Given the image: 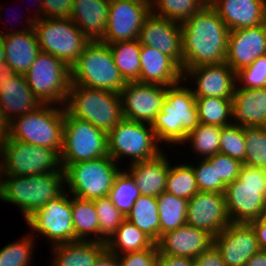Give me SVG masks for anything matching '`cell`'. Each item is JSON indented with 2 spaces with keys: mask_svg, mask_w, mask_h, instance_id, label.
<instances>
[{
  "mask_svg": "<svg viewBox=\"0 0 266 266\" xmlns=\"http://www.w3.org/2000/svg\"><path fill=\"white\" fill-rule=\"evenodd\" d=\"M184 73L196 66L226 61L230 30L208 3L181 23Z\"/></svg>",
  "mask_w": 266,
  "mask_h": 266,
  "instance_id": "obj_1",
  "label": "cell"
},
{
  "mask_svg": "<svg viewBox=\"0 0 266 266\" xmlns=\"http://www.w3.org/2000/svg\"><path fill=\"white\" fill-rule=\"evenodd\" d=\"M183 83V85H181ZM186 81L167 86L161 112L151 123L160 145H182L187 135L199 124L196 97Z\"/></svg>",
  "mask_w": 266,
  "mask_h": 266,
  "instance_id": "obj_2",
  "label": "cell"
},
{
  "mask_svg": "<svg viewBox=\"0 0 266 266\" xmlns=\"http://www.w3.org/2000/svg\"><path fill=\"white\" fill-rule=\"evenodd\" d=\"M64 170L29 176H1L0 200L17 206L26 219L66 191Z\"/></svg>",
  "mask_w": 266,
  "mask_h": 266,
  "instance_id": "obj_3",
  "label": "cell"
},
{
  "mask_svg": "<svg viewBox=\"0 0 266 266\" xmlns=\"http://www.w3.org/2000/svg\"><path fill=\"white\" fill-rule=\"evenodd\" d=\"M227 212L233 223H249L266 213V169L243 164L236 180L226 186Z\"/></svg>",
  "mask_w": 266,
  "mask_h": 266,
  "instance_id": "obj_4",
  "label": "cell"
},
{
  "mask_svg": "<svg viewBox=\"0 0 266 266\" xmlns=\"http://www.w3.org/2000/svg\"><path fill=\"white\" fill-rule=\"evenodd\" d=\"M65 107L43 104L9 122L8 139L58 150L63 147Z\"/></svg>",
  "mask_w": 266,
  "mask_h": 266,
  "instance_id": "obj_5",
  "label": "cell"
},
{
  "mask_svg": "<svg viewBox=\"0 0 266 266\" xmlns=\"http://www.w3.org/2000/svg\"><path fill=\"white\" fill-rule=\"evenodd\" d=\"M73 117L90 122L108 134L124 117L120 94L71 85L64 105Z\"/></svg>",
  "mask_w": 266,
  "mask_h": 266,
  "instance_id": "obj_6",
  "label": "cell"
},
{
  "mask_svg": "<svg viewBox=\"0 0 266 266\" xmlns=\"http://www.w3.org/2000/svg\"><path fill=\"white\" fill-rule=\"evenodd\" d=\"M127 82L115 65L109 44L91 41L71 67V85L119 94Z\"/></svg>",
  "mask_w": 266,
  "mask_h": 266,
  "instance_id": "obj_7",
  "label": "cell"
},
{
  "mask_svg": "<svg viewBox=\"0 0 266 266\" xmlns=\"http://www.w3.org/2000/svg\"><path fill=\"white\" fill-rule=\"evenodd\" d=\"M109 155L67 164L63 170L66 191L79 198L94 200L109 196L114 180L122 170Z\"/></svg>",
  "mask_w": 266,
  "mask_h": 266,
  "instance_id": "obj_8",
  "label": "cell"
},
{
  "mask_svg": "<svg viewBox=\"0 0 266 266\" xmlns=\"http://www.w3.org/2000/svg\"><path fill=\"white\" fill-rule=\"evenodd\" d=\"M1 176H29L63 171L58 150L6 139L0 148Z\"/></svg>",
  "mask_w": 266,
  "mask_h": 266,
  "instance_id": "obj_9",
  "label": "cell"
},
{
  "mask_svg": "<svg viewBox=\"0 0 266 266\" xmlns=\"http://www.w3.org/2000/svg\"><path fill=\"white\" fill-rule=\"evenodd\" d=\"M107 151L115 162H123V158L127 157L131 164L156 158L164 150L160 147L151 124L123 118L107 134Z\"/></svg>",
  "mask_w": 266,
  "mask_h": 266,
  "instance_id": "obj_10",
  "label": "cell"
},
{
  "mask_svg": "<svg viewBox=\"0 0 266 266\" xmlns=\"http://www.w3.org/2000/svg\"><path fill=\"white\" fill-rule=\"evenodd\" d=\"M24 76L42 104L65 105L71 86V68L65 62L40 51Z\"/></svg>",
  "mask_w": 266,
  "mask_h": 266,
  "instance_id": "obj_11",
  "label": "cell"
},
{
  "mask_svg": "<svg viewBox=\"0 0 266 266\" xmlns=\"http://www.w3.org/2000/svg\"><path fill=\"white\" fill-rule=\"evenodd\" d=\"M34 31L40 51L52 54L70 68L91 42L70 18L36 20Z\"/></svg>",
  "mask_w": 266,
  "mask_h": 266,
  "instance_id": "obj_12",
  "label": "cell"
},
{
  "mask_svg": "<svg viewBox=\"0 0 266 266\" xmlns=\"http://www.w3.org/2000/svg\"><path fill=\"white\" fill-rule=\"evenodd\" d=\"M107 155V134L90 122L71 116L65 110L62 167Z\"/></svg>",
  "mask_w": 266,
  "mask_h": 266,
  "instance_id": "obj_13",
  "label": "cell"
},
{
  "mask_svg": "<svg viewBox=\"0 0 266 266\" xmlns=\"http://www.w3.org/2000/svg\"><path fill=\"white\" fill-rule=\"evenodd\" d=\"M24 221L32 233L45 236L50 246L74 242L71 195L67 191L47 202Z\"/></svg>",
  "mask_w": 266,
  "mask_h": 266,
  "instance_id": "obj_14",
  "label": "cell"
},
{
  "mask_svg": "<svg viewBox=\"0 0 266 266\" xmlns=\"http://www.w3.org/2000/svg\"><path fill=\"white\" fill-rule=\"evenodd\" d=\"M150 13V0L109 1L106 32L100 41L112 44L138 39L142 25Z\"/></svg>",
  "mask_w": 266,
  "mask_h": 266,
  "instance_id": "obj_15",
  "label": "cell"
},
{
  "mask_svg": "<svg viewBox=\"0 0 266 266\" xmlns=\"http://www.w3.org/2000/svg\"><path fill=\"white\" fill-rule=\"evenodd\" d=\"M166 93V86L127 82L119 93L123 117L151 124L161 112Z\"/></svg>",
  "mask_w": 266,
  "mask_h": 266,
  "instance_id": "obj_16",
  "label": "cell"
},
{
  "mask_svg": "<svg viewBox=\"0 0 266 266\" xmlns=\"http://www.w3.org/2000/svg\"><path fill=\"white\" fill-rule=\"evenodd\" d=\"M186 223L215 237L231 223L225 194L198 191L188 200Z\"/></svg>",
  "mask_w": 266,
  "mask_h": 266,
  "instance_id": "obj_17",
  "label": "cell"
},
{
  "mask_svg": "<svg viewBox=\"0 0 266 266\" xmlns=\"http://www.w3.org/2000/svg\"><path fill=\"white\" fill-rule=\"evenodd\" d=\"M194 81L195 97L232 99L236 87V72L226 63L196 66L183 73V80Z\"/></svg>",
  "mask_w": 266,
  "mask_h": 266,
  "instance_id": "obj_18",
  "label": "cell"
},
{
  "mask_svg": "<svg viewBox=\"0 0 266 266\" xmlns=\"http://www.w3.org/2000/svg\"><path fill=\"white\" fill-rule=\"evenodd\" d=\"M226 266H245L248 259L260 248L255 232L249 223L231 222L213 239Z\"/></svg>",
  "mask_w": 266,
  "mask_h": 266,
  "instance_id": "obj_19",
  "label": "cell"
},
{
  "mask_svg": "<svg viewBox=\"0 0 266 266\" xmlns=\"http://www.w3.org/2000/svg\"><path fill=\"white\" fill-rule=\"evenodd\" d=\"M138 41L170 56L182 69L181 23L150 13L142 25Z\"/></svg>",
  "mask_w": 266,
  "mask_h": 266,
  "instance_id": "obj_20",
  "label": "cell"
},
{
  "mask_svg": "<svg viewBox=\"0 0 266 266\" xmlns=\"http://www.w3.org/2000/svg\"><path fill=\"white\" fill-rule=\"evenodd\" d=\"M36 15L26 18V27L20 30H8L1 33V40L5 50V62L16 74L25 75L30 65L40 52V46L34 31Z\"/></svg>",
  "mask_w": 266,
  "mask_h": 266,
  "instance_id": "obj_21",
  "label": "cell"
},
{
  "mask_svg": "<svg viewBox=\"0 0 266 266\" xmlns=\"http://www.w3.org/2000/svg\"><path fill=\"white\" fill-rule=\"evenodd\" d=\"M266 55V23L231 30L228 37L226 63L238 72Z\"/></svg>",
  "mask_w": 266,
  "mask_h": 266,
  "instance_id": "obj_22",
  "label": "cell"
},
{
  "mask_svg": "<svg viewBox=\"0 0 266 266\" xmlns=\"http://www.w3.org/2000/svg\"><path fill=\"white\" fill-rule=\"evenodd\" d=\"M213 239L207 231L186 224L161 235L156 245L159 254L194 259L213 245Z\"/></svg>",
  "mask_w": 266,
  "mask_h": 266,
  "instance_id": "obj_23",
  "label": "cell"
},
{
  "mask_svg": "<svg viewBox=\"0 0 266 266\" xmlns=\"http://www.w3.org/2000/svg\"><path fill=\"white\" fill-rule=\"evenodd\" d=\"M139 83L172 86L183 81L181 67L154 47L141 45Z\"/></svg>",
  "mask_w": 266,
  "mask_h": 266,
  "instance_id": "obj_24",
  "label": "cell"
},
{
  "mask_svg": "<svg viewBox=\"0 0 266 266\" xmlns=\"http://www.w3.org/2000/svg\"><path fill=\"white\" fill-rule=\"evenodd\" d=\"M209 4L230 31L266 23V0H213Z\"/></svg>",
  "mask_w": 266,
  "mask_h": 266,
  "instance_id": "obj_25",
  "label": "cell"
},
{
  "mask_svg": "<svg viewBox=\"0 0 266 266\" xmlns=\"http://www.w3.org/2000/svg\"><path fill=\"white\" fill-rule=\"evenodd\" d=\"M232 125L266 128V87H235L232 97Z\"/></svg>",
  "mask_w": 266,
  "mask_h": 266,
  "instance_id": "obj_26",
  "label": "cell"
},
{
  "mask_svg": "<svg viewBox=\"0 0 266 266\" xmlns=\"http://www.w3.org/2000/svg\"><path fill=\"white\" fill-rule=\"evenodd\" d=\"M170 162L163 151L156 158L128 164L126 171L135 181L141 195L157 197L166 190Z\"/></svg>",
  "mask_w": 266,
  "mask_h": 266,
  "instance_id": "obj_27",
  "label": "cell"
},
{
  "mask_svg": "<svg viewBox=\"0 0 266 266\" xmlns=\"http://www.w3.org/2000/svg\"><path fill=\"white\" fill-rule=\"evenodd\" d=\"M42 105L29 88L24 75L15 74L3 83L0 90V108L8 123L25 113L34 112Z\"/></svg>",
  "mask_w": 266,
  "mask_h": 266,
  "instance_id": "obj_28",
  "label": "cell"
},
{
  "mask_svg": "<svg viewBox=\"0 0 266 266\" xmlns=\"http://www.w3.org/2000/svg\"><path fill=\"white\" fill-rule=\"evenodd\" d=\"M108 0H74L70 19L91 41H100L108 22Z\"/></svg>",
  "mask_w": 266,
  "mask_h": 266,
  "instance_id": "obj_29",
  "label": "cell"
},
{
  "mask_svg": "<svg viewBox=\"0 0 266 266\" xmlns=\"http://www.w3.org/2000/svg\"><path fill=\"white\" fill-rule=\"evenodd\" d=\"M51 266H93L106 244L99 241H74L51 246Z\"/></svg>",
  "mask_w": 266,
  "mask_h": 266,
  "instance_id": "obj_30",
  "label": "cell"
},
{
  "mask_svg": "<svg viewBox=\"0 0 266 266\" xmlns=\"http://www.w3.org/2000/svg\"><path fill=\"white\" fill-rule=\"evenodd\" d=\"M71 208L74 241L93 240L100 242L99 221L94 201L71 195Z\"/></svg>",
  "mask_w": 266,
  "mask_h": 266,
  "instance_id": "obj_31",
  "label": "cell"
},
{
  "mask_svg": "<svg viewBox=\"0 0 266 266\" xmlns=\"http://www.w3.org/2000/svg\"><path fill=\"white\" fill-rule=\"evenodd\" d=\"M125 219L140 229L155 244L160 238L159 211L156 197L141 195Z\"/></svg>",
  "mask_w": 266,
  "mask_h": 266,
  "instance_id": "obj_32",
  "label": "cell"
},
{
  "mask_svg": "<svg viewBox=\"0 0 266 266\" xmlns=\"http://www.w3.org/2000/svg\"><path fill=\"white\" fill-rule=\"evenodd\" d=\"M153 244L147 235L125 219L106 243V249L115 255H122L148 249Z\"/></svg>",
  "mask_w": 266,
  "mask_h": 266,
  "instance_id": "obj_33",
  "label": "cell"
},
{
  "mask_svg": "<svg viewBox=\"0 0 266 266\" xmlns=\"http://www.w3.org/2000/svg\"><path fill=\"white\" fill-rule=\"evenodd\" d=\"M115 65L126 82H138L141 68L138 39L109 44Z\"/></svg>",
  "mask_w": 266,
  "mask_h": 266,
  "instance_id": "obj_34",
  "label": "cell"
},
{
  "mask_svg": "<svg viewBox=\"0 0 266 266\" xmlns=\"http://www.w3.org/2000/svg\"><path fill=\"white\" fill-rule=\"evenodd\" d=\"M159 211L160 236L186 225L188 200L166 191L156 197Z\"/></svg>",
  "mask_w": 266,
  "mask_h": 266,
  "instance_id": "obj_35",
  "label": "cell"
},
{
  "mask_svg": "<svg viewBox=\"0 0 266 266\" xmlns=\"http://www.w3.org/2000/svg\"><path fill=\"white\" fill-rule=\"evenodd\" d=\"M196 107L200 123L218 127L232 124V99L196 97Z\"/></svg>",
  "mask_w": 266,
  "mask_h": 266,
  "instance_id": "obj_36",
  "label": "cell"
},
{
  "mask_svg": "<svg viewBox=\"0 0 266 266\" xmlns=\"http://www.w3.org/2000/svg\"><path fill=\"white\" fill-rule=\"evenodd\" d=\"M166 192L182 199H191L198 191L195 173L192 166L188 163L173 165L170 163Z\"/></svg>",
  "mask_w": 266,
  "mask_h": 266,
  "instance_id": "obj_37",
  "label": "cell"
},
{
  "mask_svg": "<svg viewBox=\"0 0 266 266\" xmlns=\"http://www.w3.org/2000/svg\"><path fill=\"white\" fill-rule=\"evenodd\" d=\"M151 13L178 23L186 21L206 4L205 0H150Z\"/></svg>",
  "mask_w": 266,
  "mask_h": 266,
  "instance_id": "obj_38",
  "label": "cell"
},
{
  "mask_svg": "<svg viewBox=\"0 0 266 266\" xmlns=\"http://www.w3.org/2000/svg\"><path fill=\"white\" fill-rule=\"evenodd\" d=\"M221 128L214 125L200 123L189 133L182 146L190 143L196 155L206 159L219 153ZM198 153V154H197Z\"/></svg>",
  "mask_w": 266,
  "mask_h": 266,
  "instance_id": "obj_39",
  "label": "cell"
},
{
  "mask_svg": "<svg viewBox=\"0 0 266 266\" xmlns=\"http://www.w3.org/2000/svg\"><path fill=\"white\" fill-rule=\"evenodd\" d=\"M140 196L141 193L133 178L126 170H121L116 176L109 193L114 206L126 216Z\"/></svg>",
  "mask_w": 266,
  "mask_h": 266,
  "instance_id": "obj_40",
  "label": "cell"
},
{
  "mask_svg": "<svg viewBox=\"0 0 266 266\" xmlns=\"http://www.w3.org/2000/svg\"><path fill=\"white\" fill-rule=\"evenodd\" d=\"M35 235L28 233L20 240L6 244L0 249V266H30L33 250H35Z\"/></svg>",
  "mask_w": 266,
  "mask_h": 266,
  "instance_id": "obj_41",
  "label": "cell"
},
{
  "mask_svg": "<svg viewBox=\"0 0 266 266\" xmlns=\"http://www.w3.org/2000/svg\"><path fill=\"white\" fill-rule=\"evenodd\" d=\"M93 201L98 215L100 242L106 244L125 220V216L114 206L109 196Z\"/></svg>",
  "mask_w": 266,
  "mask_h": 266,
  "instance_id": "obj_42",
  "label": "cell"
},
{
  "mask_svg": "<svg viewBox=\"0 0 266 266\" xmlns=\"http://www.w3.org/2000/svg\"><path fill=\"white\" fill-rule=\"evenodd\" d=\"M246 154L243 164L266 169V128L245 126Z\"/></svg>",
  "mask_w": 266,
  "mask_h": 266,
  "instance_id": "obj_43",
  "label": "cell"
},
{
  "mask_svg": "<svg viewBox=\"0 0 266 266\" xmlns=\"http://www.w3.org/2000/svg\"><path fill=\"white\" fill-rule=\"evenodd\" d=\"M219 153L243 163L246 154L244 127L231 124L221 128Z\"/></svg>",
  "mask_w": 266,
  "mask_h": 266,
  "instance_id": "obj_44",
  "label": "cell"
},
{
  "mask_svg": "<svg viewBox=\"0 0 266 266\" xmlns=\"http://www.w3.org/2000/svg\"><path fill=\"white\" fill-rule=\"evenodd\" d=\"M195 173V178L199 191L225 193L226 185L217 178L215 165H211L206 159H200L197 165L190 163Z\"/></svg>",
  "mask_w": 266,
  "mask_h": 266,
  "instance_id": "obj_45",
  "label": "cell"
},
{
  "mask_svg": "<svg viewBox=\"0 0 266 266\" xmlns=\"http://www.w3.org/2000/svg\"><path fill=\"white\" fill-rule=\"evenodd\" d=\"M236 86L255 89L266 87V55L257 58L251 65L236 72Z\"/></svg>",
  "mask_w": 266,
  "mask_h": 266,
  "instance_id": "obj_46",
  "label": "cell"
},
{
  "mask_svg": "<svg viewBox=\"0 0 266 266\" xmlns=\"http://www.w3.org/2000/svg\"><path fill=\"white\" fill-rule=\"evenodd\" d=\"M206 160L211 165H215L217 178H220L226 186L238 178L243 165L242 162L221 153L206 158Z\"/></svg>",
  "mask_w": 266,
  "mask_h": 266,
  "instance_id": "obj_47",
  "label": "cell"
},
{
  "mask_svg": "<svg viewBox=\"0 0 266 266\" xmlns=\"http://www.w3.org/2000/svg\"><path fill=\"white\" fill-rule=\"evenodd\" d=\"M73 1L74 0H39L36 9V13H38L36 20L42 18H69L72 13Z\"/></svg>",
  "mask_w": 266,
  "mask_h": 266,
  "instance_id": "obj_48",
  "label": "cell"
},
{
  "mask_svg": "<svg viewBox=\"0 0 266 266\" xmlns=\"http://www.w3.org/2000/svg\"><path fill=\"white\" fill-rule=\"evenodd\" d=\"M158 248L154 243L150 248L117 255L119 266H158Z\"/></svg>",
  "mask_w": 266,
  "mask_h": 266,
  "instance_id": "obj_49",
  "label": "cell"
},
{
  "mask_svg": "<svg viewBox=\"0 0 266 266\" xmlns=\"http://www.w3.org/2000/svg\"><path fill=\"white\" fill-rule=\"evenodd\" d=\"M195 266H226L223 261L221 253L212 245L208 250L202 252L199 256L194 258Z\"/></svg>",
  "mask_w": 266,
  "mask_h": 266,
  "instance_id": "obj_50",
  "label": "cell"
},
{
  "mask_svg": "<svg viewBox=\"0 0 266 266\" xmlns=\"http://www.w3.org/2000/svg\"><path fill=\"white\" fill-rule=\"evenodd\" d=\"M158 266H195L194 259L185 256L158 254Z\"/></svg>",
  "mask_w": 266,
  "mask_h": 266,
  "instance_id": "obj_51",
  "label": "cell"
},
{
  "mask_svg": "<svg viewBox=\"0 0 266 266\" xmlns=\"http://www.w3.org/2000/svg\"><path fill=\"white\" fill-rule=\"evenodd\" d=\"M249 224L255 232L260 250L266 251V213L259 219L250 221Z\"/></svg>",
  "mask_w": 266,
  "mask_h": 266,
  "instance_id": "obj_52",
  "label": "cell"
},
{
  "mask_svg": "<svg viewBox=\"0 0 266 266\" xmlns=\"http://www.w3.org/2000/svg\"><path fill=\"white\" fill-rule=\"evenodd\" d=\"M93 266H119L117 255L105 249L99 255Z\"/></svg>",
  "mask_w": 266,
  "mask_h": 266,
  "instance_id": "obj_53",
  "label": "cell"
},
{
  "mask_svg": "<svg viewBox=\"0 0 266 266\" xmlns=\"http://www.w3.org/2000/svg\"><path fill=\"white\" fill-rule=\"evenodd\" d=\"M16 73L13 69L5 62H0V90L3 83L9 81Z\"/></svg>",
  "mask_w": 266,
  "mask_h": 266,
  "instance_id": "obj_54",
  "label": "cell"
},
{
  "mask_svg": "<svg viewBox=\"0 0 266 266\" xmlns=\"http://www.w3.org/2000/svg\"><path fill=\"white\" fill-rule=\"evenodd\" d=\"M245 266H266V251L259 250L248 259Z\"/></svg>",
  "mask_w": 266,
  "mask_h": 266,
  "instance_id": "obj_55",
  "label": "cell"
},
{
  "mask_svg": "<svg viewBox=\"0 0 266 266\" xmlns=\"http://www.w3.org/2000/svg\"><path fill=\"white\" fill-rule=\"evenodd\" d=\"M8 130H9V123L5 119L4 114L0 108V148L2 146V143L8 137Z\"/></svg>",
  "mask_w": 266,
  "mask_h": 266,
  "instance_id": "obj_56",
  "label": "cell"
},
{
  "mask_svg": "<svg viewBox=\"0 0 266 266\" xmlns=\"http://www.w3.org/2000/svg\"><path fill=\"white\" fill-rule=\"evenodd\" d=\"M1 30H0V62L5 61V50H4V46L1 40Z\"/></svg>",
  "mask_w": 266,
  "mask_h": 266,
  "instance_id": "obj_57",
  "label": "cell"
},
{
  "mask_svg": "<svg viewBox=\"0 0 266 266\" xmlns=\"http://www.w3.org/2000/svg\"><path fill=\"white\" fill-rule=\"evenodd\" d=\"M0 185H1V158H0Z\"/></svg>",
  "mask_w": 266,
  "mask_h": 266,
  "instance_id": "obj_58",
  "label": "cell"
},
{
  "mask_svg": "<svg viewBox=\"0 0 266 266\" xmlns=\"http://www.w3.org/2000/svg\"><path fill=\"white\" fill-rule=\"evenodd\" d=\"M0 5H1V4H0ZM2 9H3V8L0 6V18H1V16H2V15H1V11H2Z\"/></svg>",
  "mask_w": 266,
  "mask_h": 266,
  "instance_id": "obj_59",
  "label": "cell"
},
{
  "mask_svg": "<svg viewBox=\"0 0 266 266\" xmlns=\"http://www.w3.org/2000/svg\"><path fill=\"white\" fill-rule=\"evenodd\" d=\"M207 3H210V2H212L213 0H205Z\"/></svg>",
  "mask_w": 266,
  "mask_h": 266,
  "instance_id": "obj_60",
  "label": "cell"
}]
</instances>
